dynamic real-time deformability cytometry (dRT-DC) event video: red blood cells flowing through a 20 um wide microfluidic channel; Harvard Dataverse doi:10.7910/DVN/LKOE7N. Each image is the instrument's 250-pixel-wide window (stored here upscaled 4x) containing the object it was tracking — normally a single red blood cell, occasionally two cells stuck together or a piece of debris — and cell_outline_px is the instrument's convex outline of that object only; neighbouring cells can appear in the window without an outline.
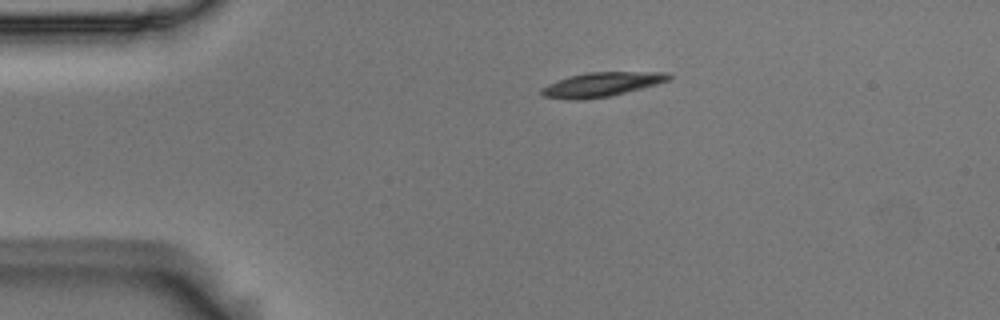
{"species": "Egyptian fruit bat (a non-hibernating species)", "species_latin": "Rousettus aegyptiacus", "temperature_condition": "room temperature", "stored_images_in_passage": 3, "camera_frame_rate_fps": 3000, "um_per_image_px": 0.085, "animal": {"sex": "male"}, "frame": {"image": 1, "passage_image": 1, "time_ms": 0.0, "image_size_px": [1000, 320], "cell_outline_px": [[672, 76], [668, 80], [656, 84], [608, 96], [580, 100], [568, 100], [544, 96], [540, 92], [540, 88], [548, 84], [568, 76], [588, 72], [668, 72]], "centroid_in_image_um": [51.08, 7.17], "position_along_channel_um": 33.9, "area_um2": 17.8}}
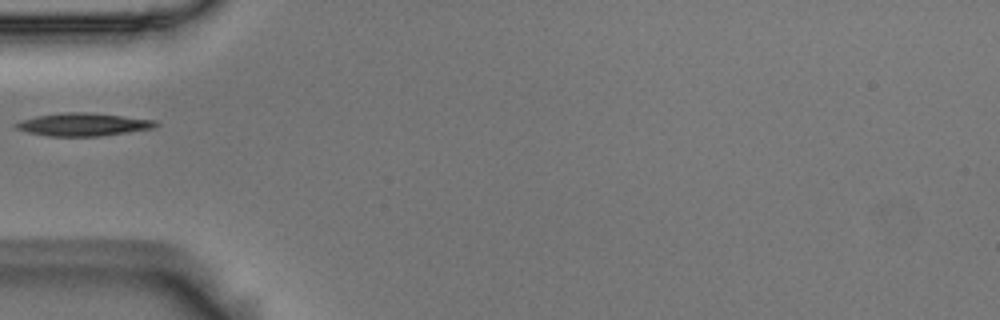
{"frame": {"image": 2, "passage_image": 3, "time_ms": 0.667, "image_size_px": [1000, 320], "cell_outline_px": [[160, 124], [156, 128], [100, 136], [48, 136], [28, 132], [16, 128], [12, 124], [20, 120], [36, 116], [64, 112], [92, 112], [156, 120]], "centroid_in_image_um": [7.1, 10.57], "position_along_channel_um": 77.9, "area_um2": 18.84}}